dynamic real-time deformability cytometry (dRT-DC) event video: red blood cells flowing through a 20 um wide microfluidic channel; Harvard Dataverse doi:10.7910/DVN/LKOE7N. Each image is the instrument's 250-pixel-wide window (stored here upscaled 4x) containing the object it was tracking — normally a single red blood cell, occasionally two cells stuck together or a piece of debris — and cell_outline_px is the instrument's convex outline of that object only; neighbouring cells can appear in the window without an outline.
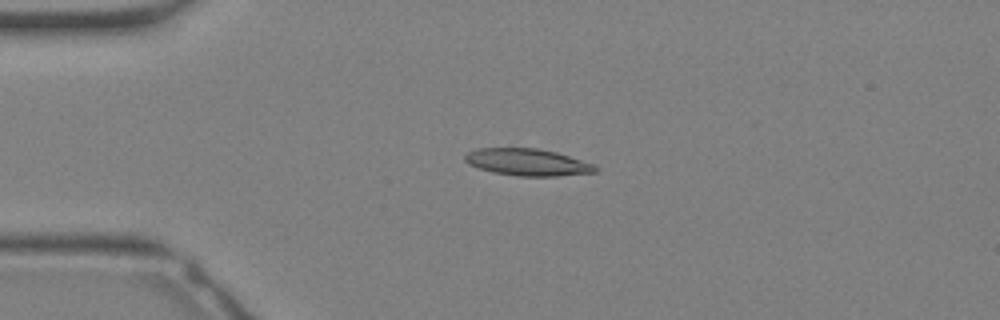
{"species": "Egyptian fruit bat (a non-hibernating species)", "species_latin": "Rousettus aegyptiacus", "temperature_condition": "warm", "stored_images_in_passage": 20, "camera_frame_rate_fps": 3000, "um_per_image_px": 0.085, "animal": {"sex": "female"}, "frame": {"image": 1, "passage_image": 8, "time_ms": 2.333, "image_size_px": [1000, 320], "cell_outline_px": [[596, 172], [556, 176], [516, 176], [492, 172], [468, 164], [464, 160], [464, 156], [468, 152], [476, 148], [536, 148], [556, 152], [596, 164]], "centroid_in_image_um": [44.83, 13.78], "position_along_channel_um": 40.2, "area_um2": 20.52}}
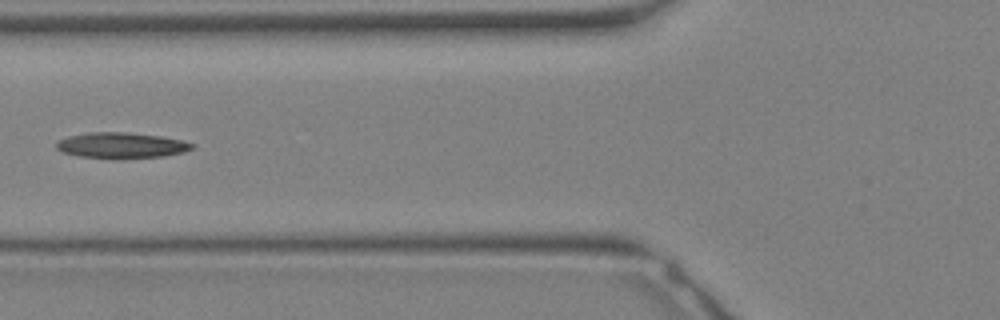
{"frame": {"image": 2, "passage_image": 13, "time_ms": 4.0, "image_size_px": [1000, 320], "cell_outline_px": [[196, 148], [184, 152], [160, 156], [116, 160], [80, 156], [64, 152], [56, 148], [56, 144], [60, 140], [68, 136], [88, 132], [124, 132], [160, 136], [184, 140], [196, 144]], "centroid_in_image_um": [10.37, 12.37], "position_along_channel_um": 115.4, "area_um2": 20.63}}
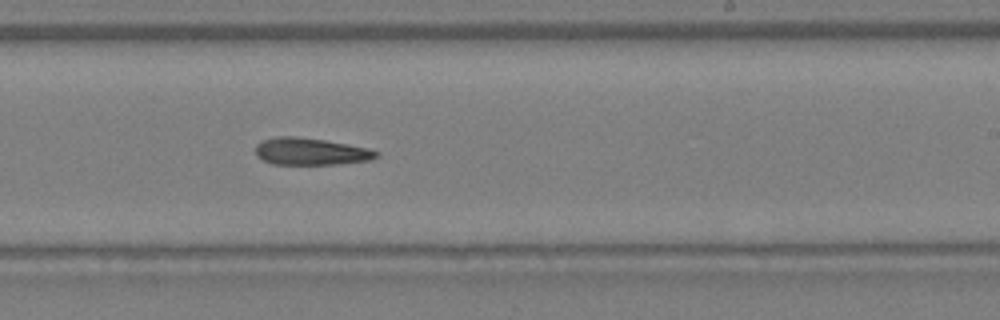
{"frame": {"image": 3, "passage_image": 20, "time_ms": 6.333, "image_size_px": [1000, 320], "cell_outline_px": [[380, 156], [368, 160], [332, 164], [272, 164], [256, 156], [256, 144], [260, 140], [280, 136], [296, 136], [324, 140], [348, 144], [368, 148], [380, 152]], "centroid_in_image_um": [26.39, 12.87], "position_along_channel_um": 262.6, "area_um2": 19.02}}